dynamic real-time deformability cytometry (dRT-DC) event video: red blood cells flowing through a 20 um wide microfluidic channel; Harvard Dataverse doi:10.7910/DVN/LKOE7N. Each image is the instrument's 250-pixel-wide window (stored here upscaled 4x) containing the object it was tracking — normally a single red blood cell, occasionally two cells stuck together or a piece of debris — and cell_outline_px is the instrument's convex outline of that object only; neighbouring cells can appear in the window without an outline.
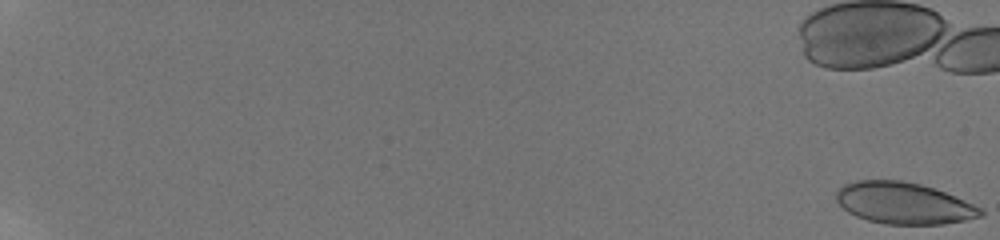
{"species": "human", "species_latin": "Homo sapiens", "temperature_condition": "room temperature", "stored_images_in_passage": 17, "camera_frame_rate_fps": 3000, "um_per_image_px": 0.085, "donor": {"sex": "male"}, "frame": {"image": 1, "passage_image": 1, "time_ms": 0.0, "image_size_px": [1000, 240], "cell_outline_px": [[984, 216], [944, 224], [884, 224], [868, 220], [856, 216], [848, 212], [836, 200], [836, 188], [844, 184], [856, 180], [900, 180], [920, 184], [944, 192], [964, 200], [980, 208], [984, 212]], "centroid_in_image_um": [76.78, 17.27], "position_along_channel_um": 8.2, "area_um2": 34.85}}